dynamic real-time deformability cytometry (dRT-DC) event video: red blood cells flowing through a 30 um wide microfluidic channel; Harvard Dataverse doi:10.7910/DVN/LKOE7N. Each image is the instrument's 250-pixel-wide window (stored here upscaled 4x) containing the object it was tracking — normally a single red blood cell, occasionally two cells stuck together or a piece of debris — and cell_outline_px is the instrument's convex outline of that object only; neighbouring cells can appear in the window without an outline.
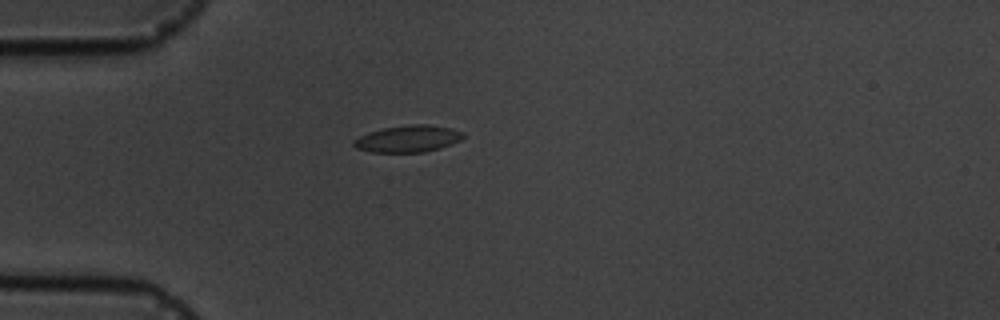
{"species": "common noctule bat (a hibernating species)", "species_latin": "Nyctalus noctula", "temperature_condition": "cold", "stored_images_in_passage": 4, "camera_frame_rate_fps": 3000, "um_per_image_px": 0.085, "animal": {"sex": "male", "body_mass_g": 19.5, "forearm_length_mm": 54.6}, "frame": {"image": 1, "passage_image": 1, "time_ms": 0.0, "image_size_px": [1000, 320], "cell_outline_px": [[464, 136], [460, 140], [452, 144], [440, 148], [424, 152], [372, 152], [356, 148], [352, 144], [352, 140], [368, 132], [384, 128], [408, 124], [424, 124], [452, 128], [464, 132]], "centroid_in_image_um": [34.68, 11.79], "position_along_channel_um": 50.3, "area_um2": 17.17}}
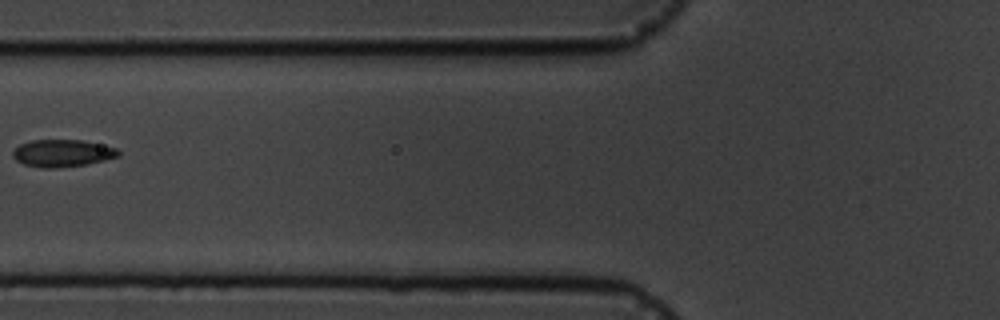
{"frame": {"image": 2, "passage_image": 3, "time_ms": 2.333, "image_size_px": [1000, 320], "cell_outline_px": [[120, 156], [104, 160], [84, 164], [56, 168], [40, 168], [24, 164], [16, 160], [12, 156], [12, 152], [20, 144], [32, 140], [84, 140], [116, 148], [120, 152]], "centroid_in_image_um": [5.29, 13.02], "position_along_channel_um": 120.5, "area_um2": 16.7}}
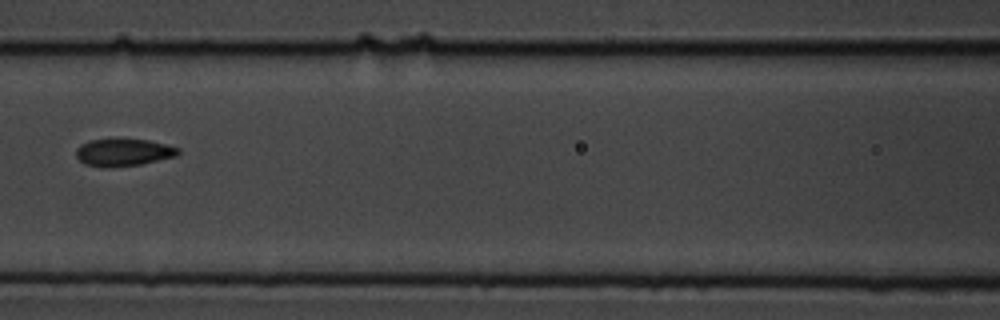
{"frame": {"image": 3, "passage_image": 4, "time_ms": 3.333, "image_size_px": [1000, 320], "cell_outline_px": [[180, 152], [176, 156], [140, 164], [108, 168], [100, 168], [84, 164], [76, 156], [76, 148], [80, 144], [92, 140], [148, 140], [180, 148]], "centroid_in_image_um": [10.46, 12.98], "position_along_channel_um": 156.1, "area_um2": 16.13}}